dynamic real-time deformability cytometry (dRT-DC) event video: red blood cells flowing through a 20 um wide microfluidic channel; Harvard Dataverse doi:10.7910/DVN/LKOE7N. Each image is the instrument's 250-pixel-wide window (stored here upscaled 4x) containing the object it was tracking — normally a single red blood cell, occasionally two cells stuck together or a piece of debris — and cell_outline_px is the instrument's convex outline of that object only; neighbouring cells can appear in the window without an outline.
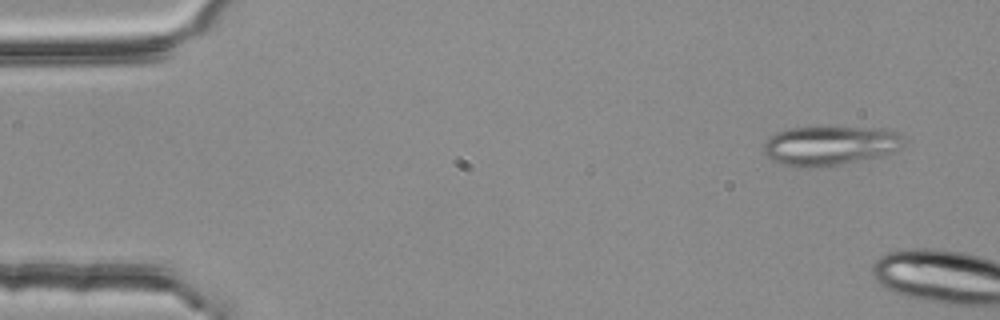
{"species": "common noctule bat (a hibernating species)", "species_latin": "Nyctalus noctula", "temperature_condition": "room temperature", "stored_images_in_passage": 2, "camera_frame_rate_fps": 3000, "um_per_image_px": 0.085, "animal": {"sex": "female", "body_mass_g": 25.1}, "frame": {"image": 1, "passage_image": 1, "time_ms": 0.0, "image_size_px": [1000, 320], "cell_outline_px": [[904, 144], [900, 148], [892, 152], [880, 156], [820, 168], [792, 168], [772, 160], [764, 152], [764, 144], [768, 136], [776, 132], [788, 128], [888, 128], [904, 136]], "centroid_in_image_um": [70.53, 12.39], "position_along_channel_um": 14.5, "area_um2": 32.37}}